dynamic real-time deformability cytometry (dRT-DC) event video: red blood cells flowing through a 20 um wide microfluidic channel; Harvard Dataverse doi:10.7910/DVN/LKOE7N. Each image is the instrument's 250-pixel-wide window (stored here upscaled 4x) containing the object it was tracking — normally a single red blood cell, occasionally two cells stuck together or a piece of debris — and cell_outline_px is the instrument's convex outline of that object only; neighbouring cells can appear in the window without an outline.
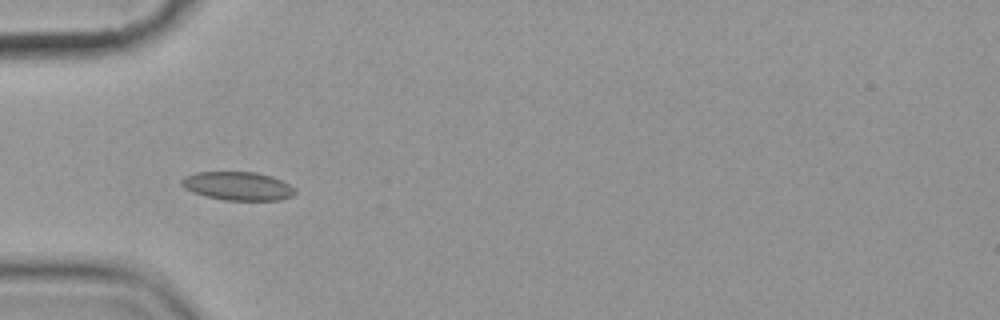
{"species": "common noctule bat (a hibernating species)", "species_latin": "Nyctalus noctula", "temperature_condition": "cold", "stored_images_in_passage": 7, "camera_frame_rate_fps": 3000, "um_per_image_px": 0.085, "animal": {"sex": "female", "body_mass_g": 19.9}, "frame": {"image": 1, "passage_image": 6, "time_ms": 6.667, "image_size_px": [1000, 320], "cell_outline_px": [[296, 192], [292, 196], [280, 200], [224, 200], [208, 196], [184, 188], [180, 184], [180, 180], [184, 176], [196, 172], [256, 172], [272, 176], [296, 188]], "centroid_in_image_um": [20.22, 15.8], "position_along_channel_um": 64.8, "area_um2": 18.79}}
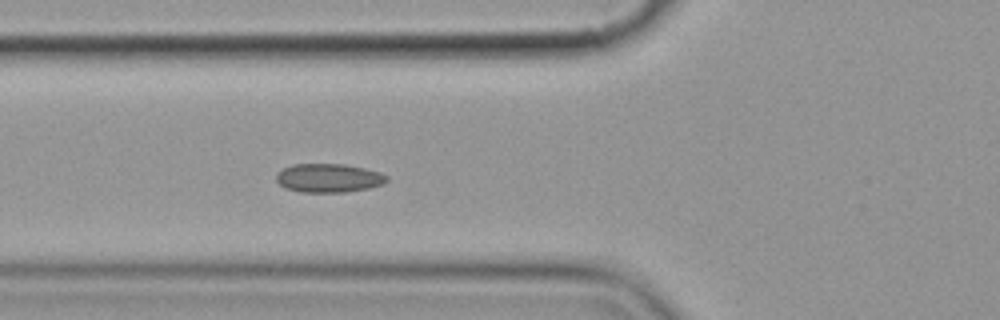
{"frame": {"image": 2, "passage_image": 7, "time_ms": 7.667, "image_size_px": [1000, 320], "cell_outline_px": [[388, 180], [384, 184], [368, 188], [344, 192], [300, 192], [284, 188], [276, 180], [276, 172], [292, 164], [344, 164], [364, 168], [380, 172], [388, 176]], "centroid_in_image_um": [27.92, 15.13], "position_along_channel_um": 97.9, "area_um2": 18.61}}